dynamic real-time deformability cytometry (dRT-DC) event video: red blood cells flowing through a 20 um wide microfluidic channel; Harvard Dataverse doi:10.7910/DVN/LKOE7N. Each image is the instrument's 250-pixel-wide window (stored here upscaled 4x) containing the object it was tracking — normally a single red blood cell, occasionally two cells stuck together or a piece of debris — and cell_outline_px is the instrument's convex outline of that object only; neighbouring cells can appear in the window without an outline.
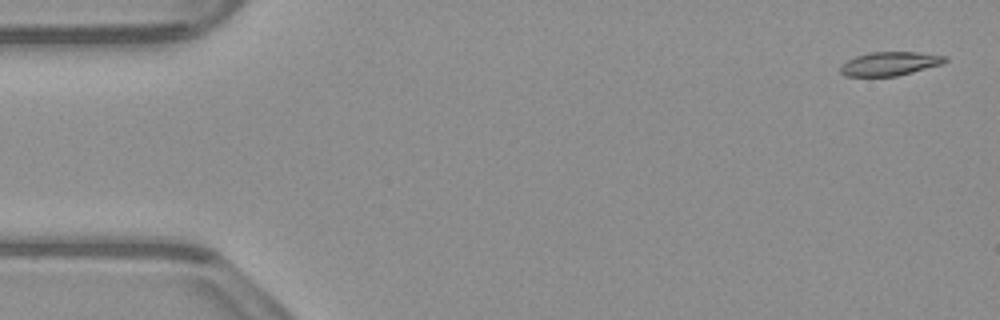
{"species": "common noctule bat (a hibernating species)", "species_latin": "Nyctalus noctula", "temperature_condition": "warm", "stored_images_in_passage": 54, "camera_frame_rate_fps": 3000, "um_per_image_px": 0.085, "animal": {"sex": "male", "body_mass_g": 23.1, "forearm_length_mm": 52.7}, "frame": {"image": 1, "passage_image": 2, "time_ms": 0.333, "image_size_px": [1000, 320], "cell_outline_px": [[948, 60], [944, 64], [896, 76], [844, 76], [840, 72], [840, 64], [856, 56], [868, 52], [920, 52], [948, 56]], "centroid_in_image_um": [75.66, 5.41], "position_along_channel_um": 9.3, "area_um2": 14.68}}
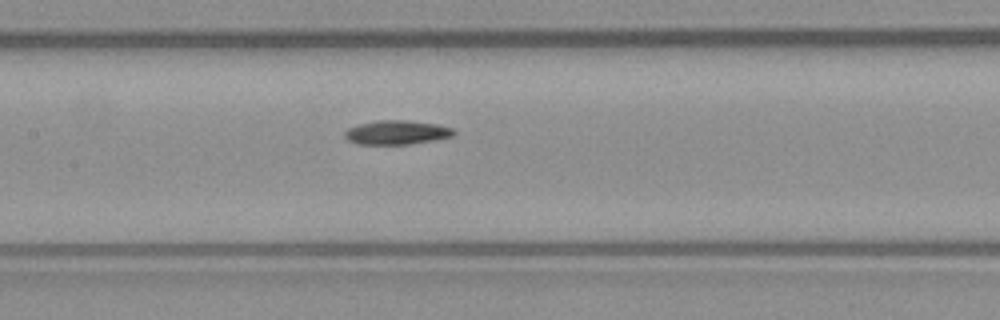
{"frame": {"image": 2, "passage_image": 25, "time_ms": 8.0, "image_size_px": [1000, 320], "cell_outline_px": [[456, 132], [452, 136], [436, 140], [412, 144], [356, 144], [348, 140], [344, 136], [344, 132], [348, 128], [360, 124], [376, 120], [404, 120], [436, 124], [452, 128]], "centroid_in_image_um": [33.71, 11.26], "position_along_channel_um": 173.7, "area_um2": 15.32}}
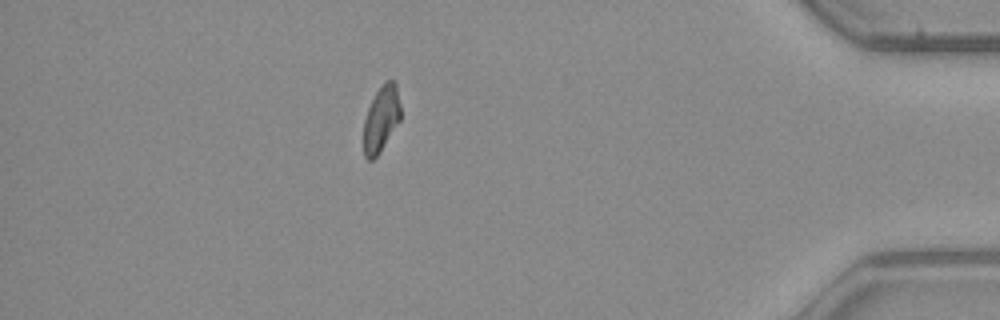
{"frame": {"image": 3, "passage_image": 47, "time_ms": 15.333, "image_size_px": [1000, 320], "cell_outline_px": [[400, 120], [380, 152], [372, 160], [368, 160], [364, 156], [364, 120], [368, 108], [376, 92], [384, 80], [392, 80], [396, 84], [400, 104]], "centroid_in_image_um": [32.4, 10.09], "position_along_channel_um": 402.8, "area_um2": 14.1}}